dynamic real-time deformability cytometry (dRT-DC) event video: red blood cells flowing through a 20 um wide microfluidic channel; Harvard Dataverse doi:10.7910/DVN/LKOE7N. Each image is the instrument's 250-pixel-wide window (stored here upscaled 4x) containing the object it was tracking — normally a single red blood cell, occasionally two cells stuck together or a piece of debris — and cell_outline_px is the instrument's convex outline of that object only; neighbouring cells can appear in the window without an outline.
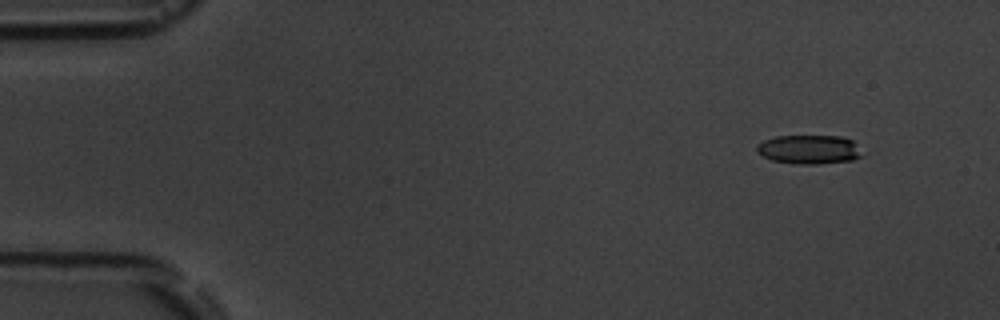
{"species": "common noctule bat (a hibernating species)", "species_latin": "Nyctalus noctula", "temperature_condition": "room temperature", "stored_images_in_passage": 5, "camera_frame_rate_fps": 3000, "um_per_image_px": 0.085, "animal": {"sex": "male", "body_mass_g": 19.5, "forearm_length_mm": 54.6}, "frame": {"image": 1, "passage_image": 1, "time_ms": 0.0, "image_size_px": [1000, 320], "cell_outline_px": [[868, 152], [864, 156], [852, 160], [820, 164], [796, 164], [772, 160], [756, 152], [756, 144], [764, 140], [776, 136], [840, 136], [852, 140]], "centroid_in_image_um": [68.86, 12.71], "position_along_channel_um": 16.1, "area_um2": 18.26}}
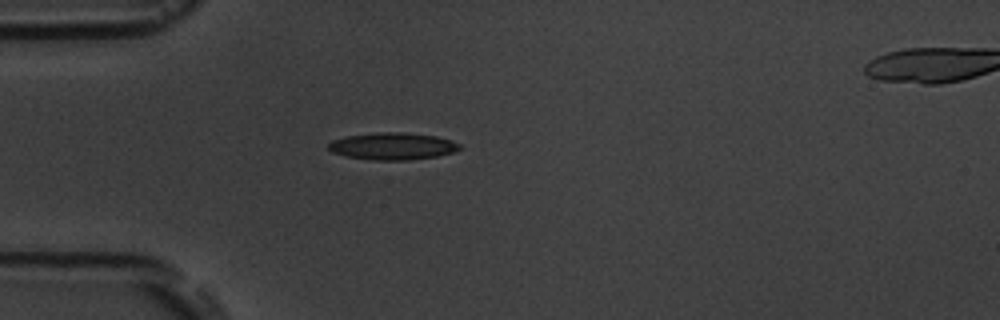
{"frame": {"image": 2, "passage_image": 4, "time_ms": 3.667, "image_size_px": [1000, 320], "cell_outline_px": [[464, 148], [452, 152], [436, 156], [408, 160], [372, 160], [344, 156], [332, 152], [328, 148], [328, 144], [332, 140], [344, 136], [376, 132], [404, 132], [436, 136], [452, 140], [460, 144]], "centroid_in_image_um": [33.36, 12.42], "position_along_channel_um": 51.6, "area_um2": 20.92}}